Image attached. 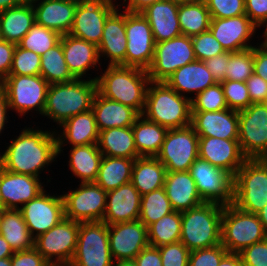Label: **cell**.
<instances>
[{
  "mask_svg": "<svg viewBox=\"0 0 267 266\" xmlns=\"http://www.w3.org/2000/svg\"><path fill=\"white\" fill-rule=\"evenodd\" d=\"M77 185L62 193L64 217L79 223L103 221L107 192L95 182Z\"/></svg>",
  "mask_w": 267,
  "mask_h": 266,
  "instance_id": "11",
  "label": "cell"
},
{
  "mask_svg": "<svg viewBox=\"0 0 267 266\" xmlns=\"http://www.w3.org/2000/svg\"><path fill=\"white\" fill-rule=\"evenodd\" d=\"M3 210H4V208L0 207V224H1V218H2V215H3Z\"/></svg>",
  "mask_w": 267,
  "mask_h": 266,
  "instance_id": "74",
  "label": "cell"
},
{
  "mask_svg": "<svg viewBox=\"0 0 267 266\" xmlns=\"http://www.w3.org/2000/svg\"><path fill=\"white\" fill-rule=\"evenodd\" d=\"M142 115L168 130L184 128L191 125V100L166 82L150 81Z\"/></svg>",
  "mask_w": 267,
  "mask_h": 266,
  "instance_id": "4",
  "label": "cell"
},
{
  "mask_svg": "<svg viewBox=\"0 0 267 266\" xmlns=\"http://www.w3.org/2000/svg\"><path fill=\"white\" fill-rule=\"evenodd\" d=\"M3 94V79L0 78V96Z\"/></svg>",
  "mask_w": 267,
  "mask_h": 266,
  "instance_id": "72",
  "label": "cell"
},
{
  "mask_svg": "<svg viewBox=\"0 0 267 266\" xmlns=\"http://www.w3.org/2000/svg\"><path fill=\"white\" fill-rule=\"evenodd\" d=\"M14 254L13 249L10 247L9 243L5 238L0 235V259L2 258H11Z\"/></svg>",
  "mask_w": 267,
  "mask_h": 266,
  "instance_id": "64",
  "label": "cell"
},
{
  "mask_svg": "<svg viewBox=\"0 0 267 266\" xmlns=\"http://www.w3.org/2000/svg\"><path fill=\"white\" fill-rule=\"evenodd\" d=\"M117 0L78 3L70 35L99 45L106 19L118 8Z\"/></svg>",
  "mask_w": 267,
  "mask_h": 266,
  "instance_id": "18",
  "label": "cell"
},
{
  "mask_svg": "<svg viewBox=\"0 0 267 266\" xmlns=\"http://www.w3.org/2000/svg\"><path fill=\"white\" fill-rule=\"evenodd\" d=\"M98 147L103 156L129 159L140 157L136 150L132 126L100 131Z\"/></svg>",
  "mask_w": 267,
  "mask_h": 266,
  "instance_id": "35",
  "label": "cell"
},
{
  "mask_svg": "<svg viewBox=\"0 0 267 266\" xmlns=\"http://www.w3.org/2000/svg\"><path fill=\"white\" fill-rule=\"evenodd\" d=\"M258 39V44L253 46L254 73L267 82V43Z\"/></svg>",
  "mask_w": 267,
  "mask_h": 266,
  "instance_id": "58",
  "label": "cell"
},
{
  "mask_svg": "<svg viewBox=\"0 0 267 266\" xmlns=\"http://www.w3.org/2000/svg\"><path fill=\"white\" fill-rule=\"evenodd\" d=\"M259 34H260V37L262 38V40H264L267 43V29L264 32H262V35H261V33H259Z\"/></svg>",
  "mask_w": 267,
  "mask_h": 266,
  "instance_id": "71",
  "label": "cell"
},
{
  "mask_svg": "<svg viewBox=\"0 0 267 266\" xmlns=\"http://www.w3.org/2000/svg\"><path fill=\"white\" fill-rule=\"evenodd\" d=\"M178 5L180 4H187V3H193V2H198V1H202V0H170Z\"/></svg>",
  "mask_w": 267,
  "mask_h": 266,
  "instance_id": "68",
  "label": "cell"
},
{
  "mask_svg": "<svg viewBox=\"0 0 267 266\" xmlns=\"http://www.w3.org/2000/svg\"><path fill=\"white\" fill-rule=\"evenodd\" d=\"M0 182H1V163H0ZM0 207H1V197H0Z\"/></svg>",
  "mask_w": 267,
  "mask_h": 266,
  "instance_id": "76",
  "label": "cell"
},
{
  "mask_svg": "<svg viewBox=\"0 0 267 266\" xmlns=\"http://www.w3.org/2000/svg\"><path fill=\"white\" fill-rule=\"evenodd\" d=\"M203 202L222 206L233 204L234 176L212 166L207 160L197 158L189 170Z\"/></svg>",
  "mask_w": 267,
  "mask_h": 266,
  "instance_id": "10",
  "label": "cell"
},
{
  "mask_svg": "<svg viewBox=\"0 0 267 266\" xmlns=\"http://www.w3.org/2000/svg\"><path fill=\"white\" fill-rule=\"evenodd\" d=\"M41 55L16 45L9 75H40Z\"/></svg>",
  "mask_w": 267,
  "mask_h": 266,
  "instance_id": "47",
  "label": "cell"
},
{
  "mask_svg": "<svg viewBox=\"0 0 267 266\" xmlns=\"http://www.w3.org/2000/svg\"><path fill=\"white\" fill-rule=\"evenodd\" d=\"M53 130L57 138L58 156L65 155L63 150L68 144L69 147L98 144L100 131L92 110L74 115Z\"/></svg>",
  "mask_w": 267,
  "mask_h": 266,
  "instance_id": "23",
  "label": "cell"
},
{
  "mask_svg": "<svg viewBox=\"0 0 267 266\" xmlns=\"http://www.w3.org/2000/svg\"><path fill=\"white\" fill-rule=\"evenodd\" d=\"M49 262L33 247L15 251L11 257V266H47Z\"/></svg>",
  "mask_w": 267,
  "mask_h": 266,
  "instance_id": "55",
  "label": "cell"
},
{
  "mask_svg": "<svg viewBox=\"0 0 267 266\" xmlns=\"http://www.w3.org/2000/svg\"><path fill=\"white\" fill-rule=\"evenodd\" d=\"M49 85L41 75H8L3 80V93L11 113L19 118L28 114L42 117Z\"/></svg>",
  "mask_w": 267,
  "mask_h": 266,
  "instance_id": "6",
  "label": "cell"
},
{
  "mask_svg": "<svg viewBox=\"0 0 267 266\" xmlns=\"http://www.w3.org/2000/svg\"><path fill=\"white\" fill-rule=\"evenodd\" d=\"M135 159L103 156L95 181L106 192L131 181Z\"/></svg>",
  "mask_w": 267,
  "mask_h": 266,
  "instance_id": "38",
  "label": "cell"
},
{
  "mask_svg": "<svg viewBox=\"0 0 267 266\" xmlns=\"http://www.w3.org/2000/svg\"><path fill=\"white\" fill-rule=\"evenodd\" d=\"M262 160L265 162V164L267 165V154L262 158Z\"/></svg>",
  "mask_w": 267,
  "mask_h": 266,
  "instance_id": "75",
  "label": "cell"
},
{
  "mask_svg": "<svg viewBox=\"0 0 267 266\" xmlns=\"http://www.w3.org/2000/svg\"><path fill=\"white\" fill-rule=\"evenodd\" d=\"M191 113V126L199 137L238 140V111L228 108L221 111Z\"/></svg>",
  "mask_w": 267,
  "mask_h": 266,
  "instance_id": "26",
  "label": "cell"
},
{
  "mask_svg": "<svg viewBox=\"0 0 267 266\" xmlns=\"http://www.w3.org/2000/svg\"><path fill=\"white\" fill-rule=\"evenodd\" d=\"M47 266H73L71 262L48 263Z\"/></svg>",
  "mask_w": 267,
  "mask_h": 266,
  "instance_id": "69",
  "label": "cell"
},
{
  "mask_svg": "<svg viewBox=\"0 0 267 266\" xmlns=\"http://www.w3.org/2000/svg\"><path fill=\"white\" fill-rule=\"evenodd\" d=\"M267 203V165L262 159H247L234 176L233 205L257 214Z\"/></svg>",
  "mask_w": 267,
  "mask_h": 266,
  "instance_id": "8",
  "label": "cell"
},
{
  "mask_svg": "<svg viewBox=\"0 0 267 266\" xmlns=\"http://www.w3.org/2000/svg\"><path fill=\"white\" fill-rule=\"evenodd\" d=\"M158 248L162 266H188L190 250L180 241Z\"/></svg>",
  "mask_w": 267,
  "mask_h": 266,
  "instance_id": "52",
  "label": "cell"
},
{
  "mask_svg": "<svg viewBox=\"0 0 267 266\" xmlns=\"http://www.w3.org/2000/svg\"><path fill=\"white\" fill-rule=\"evenodd\" d=\"M164 189L174 211L183 212L204 203L189 171L166 172Z\"/></svg>",
  "mask_w": 267,
  "mask_h": 266,
  "instance_id": "31",
  "label": "cell"
},
{
  "mask_svg": "<svg viewBox=\"0 0 267 266\" xmlns=\"http://www.w3.org/2000/svg\"><path fill=\"white\" fill-rule=\"evenodd\" d=\"M211 18H231L245 14V0H204Z\"/></svg>",
  "mask_w": 267,
  "mask_h": 266,
  "instance_id": "50",
  "label": "cell"
},
{
  "mask_svg": "<svg viewBox=\"0 0 267 266\" xmlns=\"http://www.w3.org/2000/svg\"><path fill=\"white\" fill-rule=\"evenodd\" d=\"M61 44L65 62L68 65L71 74L76 79L96 81L99 73L98 71L102 68L98 54V47L93 43L79 39L70 34L61 35ZM95 69H97V72ZM89 71L90 73H95L97 75H92Z\"/></svg>",
  "mask_w": 267,
  "mask_h": 266,
  "instance_id": "22",
  "label": "cell"
},
{
  "mask_svg": "<svg viewBox=\"0 0 267 266\" xmlns=\"http://www.w3.org/2000/svg\"><path fill=\"white\" fill-rule=\"evenodd\" d=\"M178 8L170 0H158L141 12L150 24L155 43L181 35Z\"/></svg>",
  "mask_w": 267,
  "mask_h": 266,
  "instance_id": "30",
  "label": "cell"
},
{
  "mask_svg": "<svg viewBox=\"0 0 267 266\" xmlns=\"http://www.w3.org/2000/svg\"><path fill=\"white\" fill-rule=\"evenodd\" d=\"M259 220L263 225V229L267 236V203L266 205L257 213Z\"/></svg>",
  "mask_w": 267,
  "mask_h": 266,
  "instance_id": "66",
  "label": "cell"
},
{
  "mask_svg": "<svg viewBox=\"0 0 267 266\" xmlns=\"http://www.w3.org/2000/svg\"><path fill=\"white\" fill-rule=\"evenodd\" d=\"M110 253L113 261L134 260L147 246L148 228L140 221L108 225Z\"/></svg>",
  "mask_w": 267,
  "mask_h": 266,
  "instance_id": "20",
  "label": "cell"
},
{
  "mask_svg": "<svg viewBox=\"0 0 267 266\" xmlns=\"http://www.w3.org/2000/svg\"><path fill=\"white\" fill-rule=\"evenodd\" d=\"M138 266H162V259L158 247L147 246L136 257Z\"/></svg>",
  "mask_w": 267,
  "mask_h": 266,
  "instance_id": "60",
  "label": "cell"
},
{
  "mask_svg": "<svg viewBox=\"0 0 267 266\" xmlns=\"http://www.w3.org/2000/svg\"><path fill=\"white\" fill-rule=\"evenodd\" d=\"M173 211L164 187L141 196L139 220L147 228Z\"/></svg>",
  "mask_w": 267,
  "mask_h": 266,
  "instance_id": "43",
  "label": "cell"
},
{
  "mask_svg": "<svg viewBox=\"0 0 267 266\" xmlns=\"http://www.w3.org/2000/svg\"><path fill=\"white\" fill-rule=\"evenodd\" d=\"M181 212L173 211L148 227L149 245L160 247L180 241Z\"/></svg>",
  "mask_w": 267,
  "mask_h": 266,
  "instance_id": "42",
  "label": "cell"
},
{
  "mask_svg": "<svg viewBox=\"0 0 267 266\" xmlns=\"http://www.w3.org/2000/svg\"><path fill=\"white\" fill-rule=\"evenodd\" d=\"M218 266H243L239 253H227Z\"/></svg>",
  "mask_w": 267,
  "mask_h": 266,
  "instance_id": "63",
  "label": "cell"
},
{
  "mask_svg": "<svg viewBox=\"0 0 267 266\" xmlns=\"http://www.w3.org/2000/svg\"><path fill=\"white\" fill-rule=\"evenodd\" d=\"M35 24V12L30 0L0 12V37L18 44Z\"/></svg>",
  "mask_w": 267,
  "mask_h": 266,
  "instance_id": "33",
  "label": "cell"
},
{
  "mask_svg": "<svg viewBox=\"0 0 267 266\" xmlns=\"http://www.w3.org/2000/svg\"><path fill=\"white\" fill-rule=\"evenodd\" d=\"M105 67L107 68L104 69ZM104 68L100 69L96 79L97 92L107 99L135 109L142 115L150 83L148 72L122 65H106Z\"/></svg>",
  "mask_w": 267,
  "mask_h": 266,
  "instance_id": "2",
  "label": "cell"
},
{
  "mask_svg": "<svg viewBox=\"0 0 267 266\" xmlns=\"http://www.w3.org/2000/svg\"><path fill=\"white\" fill-rule=\"evenodd\" d=\"M10 109L8 106V102L7 99L4 95V93L0 96V136H2V134H4V131L8 128H10V125H7L8 123H10L9 120L10 119ZM9 126V127H7ZM3 138V137H0Z\"/></svg>",
  "mask_w": 267,
  "mask_h": 266,
  "instance_id": "62",
  "label": "cell"
},
{
  "mask_svg": "<svg viewBox=\"0 0 267 266\" xmlns=\"http://www.w3.org/2000/svg\"><path fill=\"white\" fill-rule=\"evenodd\" d=\"M165 166L156 157L136 158L132 168L131 183L140 195L164 187Z\"/></svg>",
  "mask_w": 267,
  "mask_h": 266,
  "instance_id": "36",
  "label": "cell"
},
{
  "mask_svg": "<svg viewBox=\"0 0 267 266\" xmlns=\"http://www.w3.org/2000/svg\"><path fill=\"white\" fill-rule=\"evenodd\" d=\"M117 1H119L118 7L120 9H123L124 11L131 13H141L148 6H150L151 4H153L158 0H117Z\"/></svg>",
  "mask_w": 267,
  "mask_h": 266,
  "instance_id": "61",
  "label": "cell"
},
{
  "mask_svg": "<svg viewBox=\"0 0 267 266\" xmlns=\"http://www.w3.org/2000/svg\"><path fill=\"white\" fill-rule=\"evenodd\" d=\"M69 1H74V2H77V3H83V2H89V1H92V0H69Z\"/></svg>",
  "mask_w": 267,
  "mask_h": 266,
  "instance_id": "73",
  "label": "cell"
},
{
  "mask_svg": "<svg viewBox=\"0 0 267 266\" xmlns=\"http://www.w3.org/2000/svg\"><path fill=\"white\" fill-rule=\"evenodd\" d=\"M35 12V23L60 35L72 29L78 3L69 0H30Z\"/></svg>",
  "mask_w": 267,
  "mask_h": 266,
  "instance_id": "28",
  "label": "cell"
},
{
  "mask_svg": "<svg viewBox=\"0 0 267 266\" xmlns=\"http://www.w3.org/2000/svg\"><path fill=\"white\" fill-rule=\"evenodd\" d=\"M16 44L0 39V78L5 79L10 72Z\"/></svg>",
  "mask_w": 267,
  "mask_h": 266,
  "instance_id": "59",
  "label": "cell"
},
{
  "mask_svg": "<svg viewBox=\"0 0 267 266\" xmlns=\"http://www.w3.org/2000/svg\"><path fill=\"white\" fill-rule=\"evenodd\" d=\"M221 85L229 109L240 111L251 104L246 82L225 80Z\"/></svg>",
  "mask_w": 267,
  "mask_h": 266,
  "instance_id": "48",
  "label": "cell"
},
{
  "mask_svg": "<svg viewBox=\"0 0 267 266\" xmlns=\"http://www.w3.org/2000/svg\"><path fill=\"white\" fill-rule=\"evenodd\" d=\"M228 253L222 244L210 248L196 249L189 253L188 266H218Z\"/></svg>",
  "mask_w": 267,
  "mask_h": 266,
  "instance_id": "51",
  "label": "cell"
},
{
  "mask_svg": "<svg viewBox=\"0 0 267 266\" xmlns=\"http://www.w3.org/2000/svg\"><path fill=\"white\" fill-rule=\"evenodd\" d=\"M79 222L63 218L34 239V248L49 262H71L77 247Z\"/></svg>",
  "mask_w": 267,
  "mask_h": 266,
  "instance_id": "16",
  "label": "cell"
},
{
  "mask_svg": "<svg viewBox=\"0 0 267 266\" xmlns=\"http://www.w3.org/2000/svg\"><path fill=\"white\" fill-rule=\"evenodd\" d=\"M198 154L199 158L233 176L247 160L238 140L215 137H199Z\"/></svg>",
  "mask_w": 267,
  "mask_h": 266,
  "instance_id": "24",
  "label": "cell"
},
{
  "mask_svg": "<svg viewBox=\"0 0 267 266\" xmlns=\"http://www.w3.org/2000/svg\"><path fill=\"white\" fill-rule=\"evenodd\" d=\"M196 60L205 61L224 51L210 30L191 37Z\"/></svg>",
  "mask_w": 267,
  "mask_h": 266,
  "instance_id": "49",
  "label": "cell"
},
{
  "mask_svg": "<svg viewBox=\"0 0 267 266\" xmlns=\"http://www.w3.org/2000/svg\"><path fill=\"white\" fill-rule=\"evenodd\" d=\"M68 150L67 166L73 178L80 179L79 183L95 182L103 157L98 144L74 146Z\"/></svg>",
  "mask_w": 267,
  "mask_h": 266,
  "instance_id": "34",
  "label": "cell"
},
{
  "mask_svg": "<svg viewBox=\"0 0 267 266\" xmlns=\"http://www.w3.org/2000/svg\"><path fill=\"white\" fill-rule=\"evenodd\" d=\"M230 56L231 52L225 51L204 61L207 69L212 73L216 83H222L226 80V64L229 63Z\"/></svg>",
  "mask_w": 267,
  "mask_h": 266,
  "instance_id": "56",
  "label": "cell"
},
{
  "mask_svg": "<svg viewBox=\"0 0 267 266\" xmlns=\"http://www.w3.org/2000/svg\"><path fill=\"white\" fill-rule=\"evenodd\" d=\"M132 130L138 155L140 157H156L168 129L140 115L132 125Z\"/></svg>",
  "mask_w": 267,
  "mask_h": 266,
  "instance_id": "37",
  "label": "cell"
},
{
  "mask_svg": "<svg viewBox=\"0 0 267 266\" xmlns=\"http://www.w3.org/2000/svg\"><path fill=\"white\" fill-rule=\"evenodd\" d=\"M46 188L34 199L25 203L19 210L28 227L31 236L35 239L47 232L64 218V201L62 194L50 193Z\"/></svg>",
  "mask_w": 267,
  "mask_h": 266,
  "instance_id": "17",
  "label": "cell"
},
{
  "mask_svg": "<svg viewBox=\"0 0 267 266\" xmlns=\"http://www.w3.org/2000/svg\"><path fill=\"white\" fill-rule=\"evenodd\" d=\"M251 104L267 102V82L260 76L253 73L246 80Z\"/></svg>",
  "mask_w": 267,
  "mask_h": 266,
  "instance_id": "57",
  "label": "cell"
},
{
  "mask_svg": "<svg viewBox=\"0 0 267 266\" xmlns=\"http://www.w3.org/2000/svg\"><path fill=\"white\" fill-rule=\"evenodd\" d=\"M226 80L246 82L254 73L253 47L239 52H231L226 64Z\"/></svg>",
  "mask_w": 267,
  "mask_h": 266,
  "instance_id": "45",
  "label": "cell"
},
{
  "mask_svg": "<svg viewBox=\"0 0 267 266\" xmlns=\"http://www.w3.org/2000/svg\"><path fill=\"white\" fill-rule=\"evenodd\" d=\"M209 30L221 44L224 51L239 52L252 48L259 43H254L255 38H259V34L257 37L254 35L260 29L247 15L231 18H211Z\"/></svg>",
  "mask_w": 267,
  "mask_h": 266,
  "instance_id": "19",
  "label": "cell"
},
{
  "mask_svg": "<svg viewBox=\"0 0 267 266\" xmlns=\"http://www.w3.org/2000/svg\"><path fill=\"white\" fill-rule=\"evenodd\" d=\"M165 82L181 96L190 100L216 84L212 73L207 69L204 61L200 60L177 69Z\"/></svg>",
  "mask_w": 267,
  "mask_h": 266,
  "instance_id": "29",
  "label": "cell"
},
{
  "mask_svg": "<svg viewBox=\"0 0 267 266\" xmlns=\"http://www.w3.org/2000/svg\"><path fill=\"white\" fill-rule=\"evenodd\" d=\"M178 20L181 34L192 37L210 28L211 16L204 0L180 4Z\"/></svg>",
  "mask_w": 267,
  "mask_h": 266,
  "instance_id": "40",
  "label": "cell"
},
{
  "mask_svg": "<svg viewBox=\"0 0 267 266\" xmlns=\"http://www.w3.org/2000/svg\"><path fill=\"white\" fill-rule=\"evenodd\" d=\"M20 128L18 136L6 143L0 150V163L3 169L41 178L40 174L52 171L48 167L58 159L57 138L52 128L43 130L36 122ZM29 126V127H27ZM45 170V171H44Z\"/></svg>",
  "mask_w": 267,
  "mask_h": 266,
  "instance_id": "1",
  "label": "cell"
},
{
  "mask_svg": "<svg viewBox=\"0 0 267 266\" xmlns=\"http://www.w3.org/2000/svg\"><path fill=\"white\" fill-rule=\"evenodd\" d=\"M239 254L243 266H267V238L244 248Z\"/></svg>",
  "mask_w": 267,
  "mask_h": 266,
  "instance_id": "53",
  "label": "cell"
},
{
  "mask_svg": "<svg viewBox=\"0 0 267 266\" xmlns=\"http://www.w3.org/2000/svg\"><path fill=\"white\" fill-rule=\"evenodd\" d=\"M27 0H0V12L18 6Z\"/></svg>",
  "mask_w": 267,
  "mask_h": 266,
  "instance_id": "65",
  "label": "cell"
},
{
  "mask_svg": "<svg viewBox=\"0 0 267 266\" xmlns=\"http://www.w3.org/2000/svg\"><path fill=\"white\" fill-rule=\"evenodd\" d=\"M223 207L206 203L181 212V237L190 251L221 244V218Z\"/></svg>",
  "mask_w": 267,
  "mask_h": 266,
  "instance_id": "5",
  "label": "cell"
},
{
  "mask_svg": "<svg viewBox=\"0 0 267 266\" xmlns=\"http://www.w3.org/2000/svg\"><path fill=\"white\" fill-rule=\"evenodd\" d=\"M127 48L125 66L148 70L154 59L155 41L152 29L142 13L125 11Z\"/></svg>",
  "mask_w": 267,
  "mask_h": 266,
  "instance_id": "15",
  "label": "cell"
},
{
  "mask_svg": "<svg viewBox=\"0 0 267 266\" xmlns=\"http://www.w3.org/2000/svg\"><path fill=\"white\" fill-rule=\"evenodd\" d=\"M98 47L101 64L125 66L127 38L125 11L119 7L106 19ZM104 60H103V59Z\"/></svg>",
  "mask_w": 267,
  "mask_h": 266,
  "instance_id": "25",
  "label": "cell"
},
{
  "mask_svg": "<svg viewBox=\"0 0 267 266\" xmlns=\"http://www.w3.org/2000/svg\"><path fill=\"white\" fill-rule=\"evenodd\" d=\"M245 14L262 32L267 29V0H245Z\"/></svg>",
  "mask_w": 267,
  "mask_h": 266,
  "instance_id": "54",
  "label": "cell"
},
{
  "mask_svg": "<svg viewBox=\"0 0 267 266\" xmlns=\"http://www.w3.org/2000/svg\"><path fill=\"white\" fill-rule=\"evenodd\" d=\"M113 266H138L135 260H118L113 263Z\"/></svg>",
  "mask_w": 267,
  "mask_h": 266,
  "instance_id": "67",
  "label": "cell"
},
{
  "mask_svg": "<svg viewBox=\"0 0 267 266\" xmlns=\"http://www.w3.org/2000/svg\"><path fill=\"white\" fill-rule=\"evenodd\" d=\"M141 195L131 182L108 191L103 222L107 225L139 220Z\"/></svg>",
  "mask_w": 267,
  "mask_h": 266,
  "instance_id": "27",
  "label": "cell"
},
{
  "mask_svg": "<svg viewBox=\"0 0 267 266\" xmlns=\"http://www.w3.org/2000/svg\"><path fill=\"white\" fill-rule=\"evenodd\" d=\"M198 146L199 136L191 125L169 129L156 158L165 166L166 172L189 171L199 157Z\"/></svg>",
  "mask_w": 267,
  "mask_h": 266,
  "instance_id": "12",
  "label": "cell"
},
{
  "mask_svg": "<svg viewBox=\"0 0 267 266\" xmlns=\"http://www.w3.org/2000/svg\"><path fill=\"white\" fill-rule=\"evenodd\" d=\"M49 178L47 177L46 181L44 179L42 182V178L9 172L3 169L1 165V207L4 209L19 210L25 203L34 199L52 182V177L49 176Z\"/></svg>",
  "mask_w": 267,
  "mask_h": 266,
  "instance_id": "21",
  "label": "cell"
},
{
  "mask_svg": "<svg viewBox=\"0 0 267 266\" xmlns=\"http://www.w3.org/2000/svg\"><path fill=\"white\" fill-rule=\"evenodd\" d=\"M0 266H11V258L0 259Z\"/></svg>",
  "mask_w": 267,
  "mask_h": 266,
  "instance_id": "70",
  "label": "cell"
},
{
  "mask_svg": "<svg viewBox=\"0 0 267 266\" xmlns=\"http://www.w3.org/2000/svg\"><path fill=\"white\" fill-rule=\"evenodd\" d=\"M266 238L257 214L242 211L233 204L223 207L221 244L228 253H240L244 248Z\"/></svg>",
  "mask_w": 267,
  "mask_h": 266,
  "instance_id": "7",
  "label": "cell"
},
{
  "mask_svg": "<svg viewBox=\"0 0 267 266\" xmlns=\"http://www.w3.org/2000/svg\"><path fill=\"white\" fill-rule=\"evenodd\" d=\"M238 141L247 159H262L267 154V105L250 104L238 111Z\"/></svg>",
  "mask_w": 267,
  "mask_h": 266,
  "instance_id": "13",
  "label": "cell"
},
{
  "mask_svg": "<svg viewBox=\"0 0 267 266\" xmlns=\"http://www.w3.org/2000/svg\"><path fill=\"white\" fill-rule=\"evenodd\" d=\"M60 38L61 35L58 32L35 23L17 45L42 56L54 47Z\"/></svg>",
  "mask_w": 267,
  "mask_h": 266,
  "instance_id": "44",
  "label": "cell"
},
{
  "mask_svg": "<svg viewBox=\"0 0 267 266\" xmlns=\"http://www.w3.org/2000/svg\"><path fill=\"white\" fill-rule=\"evenodd\" d=\"M191 37L179 35L155 43L154 59L147 70L150 81L165 82L177 69L195 61Z\"/></svg>",
  "mask_w": 267,
  "mask_h": 266,
  "instance_id": "14",
  "label": "cell"
},
{
  "mask_svg": "<svg viewBox=\"0 0 267 266\" xmlns=\"http://www.w3.org/2000/svg\"><path fill=\"white\" fill-rule=\"evenodd\" d=\"M97 93L94 80L74 79L49 85L42 117L55 123L56 128L79 113L92 109Z\"/></svg>",
  "mask_w": 267,
  "mask_h": 266,
  "instance_id": "3",
  "label": "cell"
},
{
  "mask_svg": "<svg viewBox=\"0 0 267 266\" xmlns=\"http://www.w3.org/2000/svg\"><path fill=\"white\" fill-rule=\"evenodd\" d=\"M40 75L51 85L76 79L65 62L60 41L41 56Z\"/></svg>",
  "mask_w": 267,
  "mask_h": 266,
  "instance_id": "41",
  "label": "cell"
},
{
  "mask_svg": "<svg viewBox=\"0 0 267 266\" xmlns=\"http://www.w3.org/2000/svg\"><path fill=\"white\" fill-rule=\"evenodd\" d=\"M228 109L221 83H216L191 100V112L221 111Z\"/></svg>",
  "mask_w": 267,
  "mask_h": 266,
  "instance_id": "46",
  "label": "cell"
},
{
  "mask_svg": "<svg viewBox=\"0 0 267 266\" xmlns=\"http://www.w3.org/2000/svg\"><path fill=\"white\" fill-rule=\"evenodd\" d=\"M73 266H113L108 225L103 221L79 223Z\"/></svg>",
  "mask_w": 267,
  "mask_h": 266,
  "instance_id": "9",
  "label": "cell"
},
{
  "mask_svg": "<svg viewBox=\"0 0 267 266\" xmlns=\"http://www.w3.org/2000/svg\"><path fill=\"white\" fill-rule=\"evenodd\" d=\"M0 235L5 238L14 252L34 247V238L31 236L20 210H3Z\"/></svg>",
  "mask_w": 267,
  "mask_h": 266,
  "instance_id": "39",
  "label": "cell"
},
{
  "mask_svg": "<svg viewBox=\"0 0 267 266\" xmlns=\"http://www.w3.org/2000/svg\"><path fill=\"white\" fill-rule=\"evenodd\" d=\"M99 131L109 128L130 127L140 114L133 108L100 95H95L91 109Z\"/></svg>",
  "mask_w": 267,
  "mask_h": 266,
  "instance_id": "32",
  "label": "cell"
}]
</instances>
